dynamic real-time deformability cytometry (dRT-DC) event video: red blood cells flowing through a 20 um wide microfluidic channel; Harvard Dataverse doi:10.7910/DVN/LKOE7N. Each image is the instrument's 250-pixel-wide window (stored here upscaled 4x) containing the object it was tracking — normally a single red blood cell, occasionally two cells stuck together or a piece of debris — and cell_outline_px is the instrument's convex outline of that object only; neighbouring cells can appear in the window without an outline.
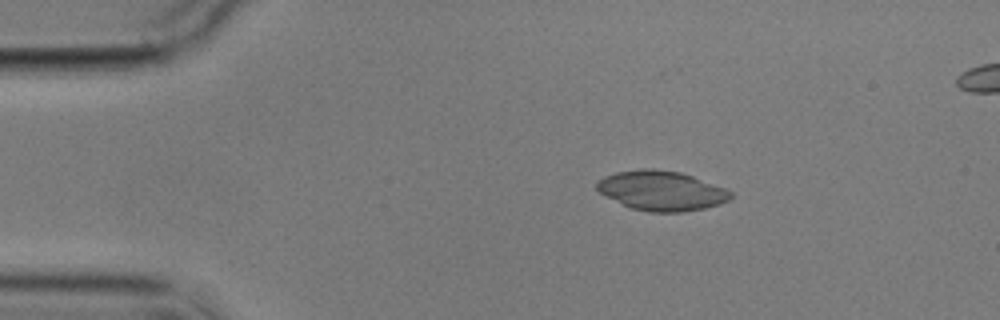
{"species": "common noctule bat (a hibernating species)", "species_latin": "Nyctalus noctula", "temperature_condition": "cold", "stored_images_in_passage": 10, "camera_frame_rate_fps": 3000, "um_per_image_px": 0.085, "animal": {"sex": "male", "body_mass_g": 17.9}, "frame": {"image": 1, "passage_image": 2, "time_ms": 1.333, "image_size_px": [1000, 320], "cell_outline_px": [[732, 196], [728, 200], [720, 204], [704, 208], [680, 212], [648, 212], [628, 208], [600, 192], [596, 188], [596, 180], [604, 176], [616, 172], [640, 168], [652, 168], [680, 172], [728, 188], [732, 192]], "centroid_in_image_um": [56.22, 16.2], "position_along_channel_um": 28.8, "area_um2": 31.21}}
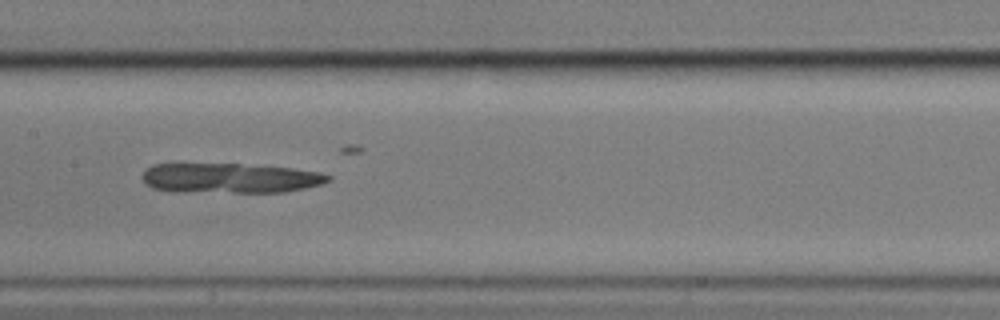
{"frame": {"image": 2, "passage_image": 7, "time_ms": 7.333, "image_size_px": [1000, 320], "cell_outline_px": [[332, 180], [320, 184], [304, 188], [284, 192], [176, 192], [152, 188], [144, 180], [144, 172], [152, 164], [240, 164], [292, 168], [320, 172], [332, 176]], "centroid_in_image_um": [19.59, 15.14], "position_along_channel_um": 187.8, "area_um2": 32.31}}